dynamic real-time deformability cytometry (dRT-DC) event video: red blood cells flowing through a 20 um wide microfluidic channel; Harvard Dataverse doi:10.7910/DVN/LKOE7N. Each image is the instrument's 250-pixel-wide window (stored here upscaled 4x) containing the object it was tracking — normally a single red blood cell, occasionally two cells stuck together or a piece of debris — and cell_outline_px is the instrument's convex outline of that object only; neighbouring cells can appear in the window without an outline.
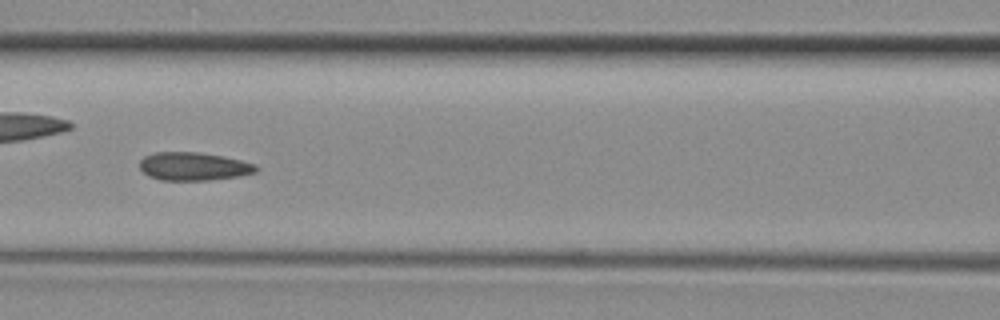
{"species": "common noctule bat (a hibernating species)", "species_latin": "Nyctalus noctula", "temperature_condition": "room temperature", "stored_images_in_passage": 43, "camera_frame_rate_fps": 3000, "um_per_image_px": 0.085, "animal": {"sex": "female", "body_mass_g": 29.2, "forearm_length_mm": 56.3}, "frame": {"image": 1, "passage_image": 19, "time_ms": 6.0, "image_size_px": [1000, 320], "cell_outline_px": [[260, 168], [256, 172], [236, 176], [208, 180], [160, 180], [148, 176], [140, 168], [140, 160], [144, 156], [156, 152], [196, 152], [224, 156], [256, 164]], "centroid_in_image_um": [16.45, 14.14], "position_along_channel_um": 150.1, "area_um2": 19.07}}